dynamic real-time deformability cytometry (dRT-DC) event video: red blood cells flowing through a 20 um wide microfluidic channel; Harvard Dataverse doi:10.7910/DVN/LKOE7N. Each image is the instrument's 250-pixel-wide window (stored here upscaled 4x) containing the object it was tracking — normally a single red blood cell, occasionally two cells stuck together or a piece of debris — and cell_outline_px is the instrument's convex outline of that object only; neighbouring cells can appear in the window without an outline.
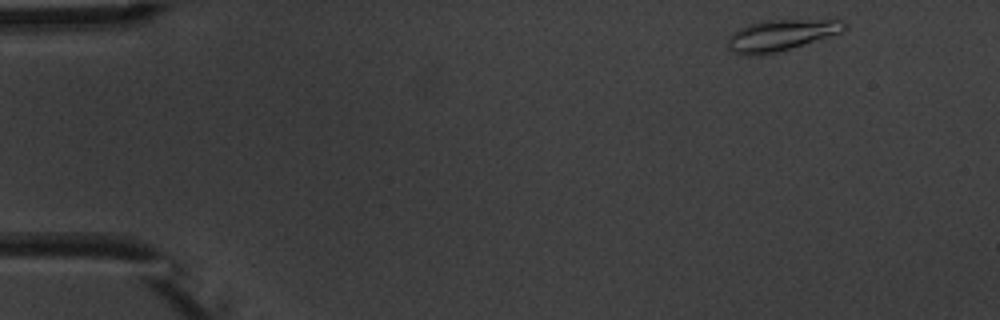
{"species": "common noctule bat (a hibernating species)", "species_latin": "Nyctalus noctula", "temperature_condition": "warm", "stored_images_in_passage": 4, "camera_frame_rate_fps": 3000, "um_per_image_px": 0.085, "animal": {"sex": "male", "body_mass_g": 20.1, "forearm_length_mm": 53.5}, "frame": {"image": 1, "passage_image": 1, "time_ms": 0.0, "image_size_px": [1000, 320], "cell_outline_px": [[848, 28], [844, 32], [776, 52], [756, 56], [744, 56], [732, 52], [728, 48], [728, 36], [732, 32], [740, 28], [760, 20], [844, 20], [848, 24]], "centroid_in_image_um": [66.37, 2.99], "position_along_channel_um": 18.6, "area_um2": 21.33}}
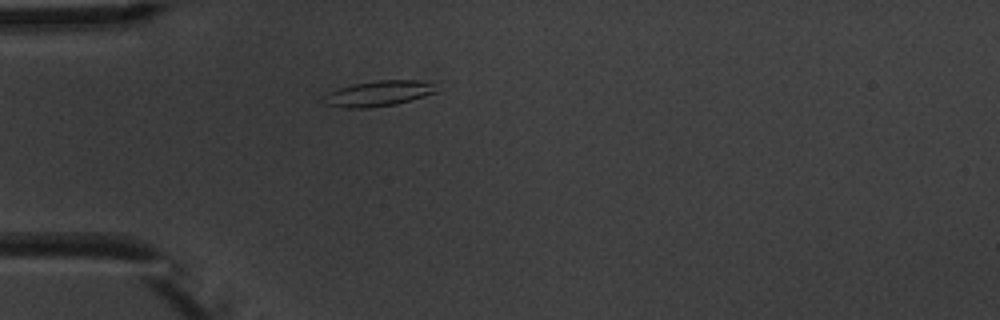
{"frame": {"image": 2, "passage_image": 4, "time_ms": 3.333, "image_size_px": [1000, 320], "cell_outline_px": [[436, 92], [396, 104], [368, 108], [348, 108], [324, 104], [324, 96], [328, 92], [352, 84], [376, 80], [416, 80], [432, 84]], "centroid_in_image_um": [32.1, 7.95], "position_along_channel_um": 52.9, "area_um2": 16.42}}